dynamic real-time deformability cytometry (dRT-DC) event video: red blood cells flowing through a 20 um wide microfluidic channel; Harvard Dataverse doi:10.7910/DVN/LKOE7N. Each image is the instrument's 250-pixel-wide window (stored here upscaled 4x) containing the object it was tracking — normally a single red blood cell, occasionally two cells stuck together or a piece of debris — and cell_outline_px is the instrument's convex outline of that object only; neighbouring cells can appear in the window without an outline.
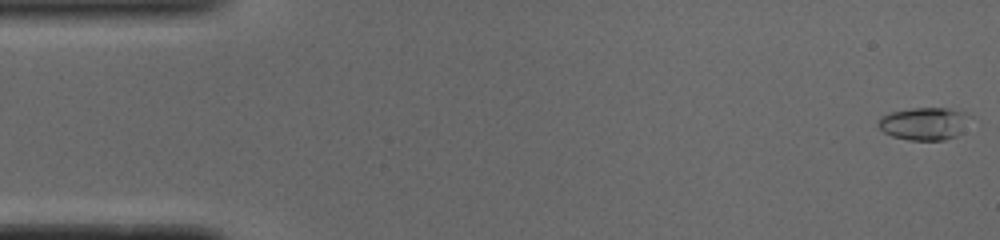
{"species": "common noctule bat (a hibernating species)", "species_latin": "Nyctalus noctula", "temperature_condition": "cold", "stored_images_in_passage": 51, "camera_frame_rate_fps": 3000, "um_per_image_px": 0.085, "animal": {"sex": "male", "body_mass_g": 19.0, "forearm_length_mm": 50.8}, "frame": {"image": 1, "passage_image": 1, "time_ms": 0.0, "image_size_px": [1000, 240], "cell_outline_px": [[964, 112], [960, 132], [956, 136], [944, 140], [908, 140], [892, 136], [884, 132], [876, 124], [880, 116], [892, 112], [912, 108], [948, 108]], "centroid_in_image_um": [78.4, 10.52], "position_along_channel_um": 6.6, "area_um2": 16.82}}
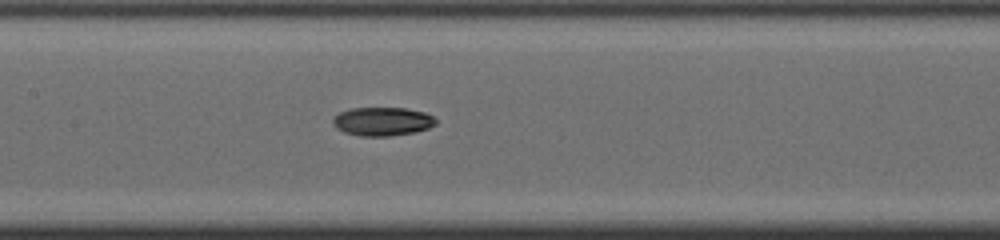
{"frame": {"image": 2, "passage_image": 24, "time_ms": 7.667, "image_size_px": [1000, 240], "cell_outline_px": [[436, 124], [428, 128], [416, 132], [388, 136], [360, 136], [344, 132], [336, 128], [332, 124], [332, 120], [340, 112], [352, 108], [408, 108], [424, 112], [432, 116], [436, 120]], "centroid_in_image_um": [32.5, 10.32], "position_along_channel_um": 174.9, "area_um2": 17.17}}
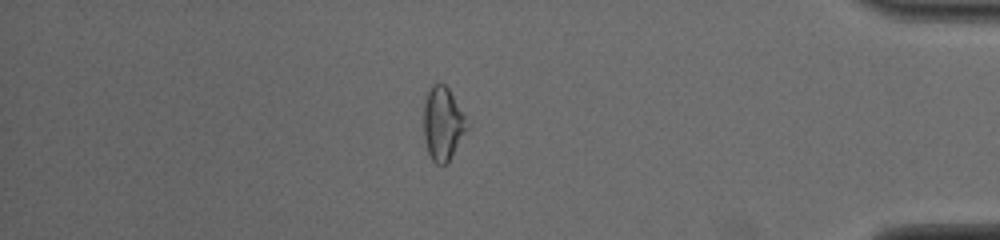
{"frame": {"image": 3, "passage_image": 44, "time_ms": 14.333, "image_size_px": [1000, 240], "cell_outline_px": [[468, 128], [448, 160], [444, 164], [436, 164], [432, 160], [428, 152], [424, 136], [424, 104], [428, 92], [432, 84], [444, 84], [448, 88], [464, 116]], "centroid_in_image_um": [37.61, 10.51], "position_along_channel_um": 397.6, "area_um2": 17.86}, "authors_computed_cell_mechanics": {"area_um2": 16.762, "velocity_mm_per_s": 3.9142, "shape_relaxation_time_tau1_ms": null, "shape_relaxation_time_tau2_ms": 7.1588, "deformation_change_tau1": null, "deformation_change_tau2": 0.1105}}